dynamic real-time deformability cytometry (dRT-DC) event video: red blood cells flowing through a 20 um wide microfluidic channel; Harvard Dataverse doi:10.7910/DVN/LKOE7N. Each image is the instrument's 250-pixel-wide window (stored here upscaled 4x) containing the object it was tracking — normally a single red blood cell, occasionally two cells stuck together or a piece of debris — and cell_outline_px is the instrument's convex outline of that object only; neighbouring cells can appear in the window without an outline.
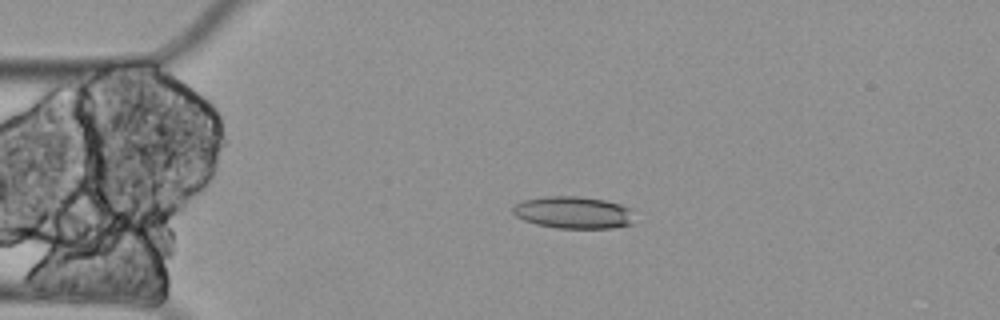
{"species": "Egyptian fruit bat (a non-hibernating species)", "species_latin": "Rousettus aegyptiacus", "temperature_condition": "cold", "stored_images_in_passage": 2, "camera_frame_rate_fps": 3000, "um_per_image_px": 0.085, "animal": {"sex": "female"}, "frame": {"image": 1, "passage_image": 1, "time_ms": 0.0, "image_size_px": [1000, 320], "cell_outline_px": [[636, 224], [612, 228], [556, 228], [536, 224], [524, 220], [516, 216], [512, 212], [512, 208], [516, 204], [524, 200], [544, 196], [580, 196], [604, 200], [620, 204], [632, 208]], "centroid_in_image_um": [48.8, 18.07], "position_along_channel_um": 36.2, "area_um2": 23.12}}